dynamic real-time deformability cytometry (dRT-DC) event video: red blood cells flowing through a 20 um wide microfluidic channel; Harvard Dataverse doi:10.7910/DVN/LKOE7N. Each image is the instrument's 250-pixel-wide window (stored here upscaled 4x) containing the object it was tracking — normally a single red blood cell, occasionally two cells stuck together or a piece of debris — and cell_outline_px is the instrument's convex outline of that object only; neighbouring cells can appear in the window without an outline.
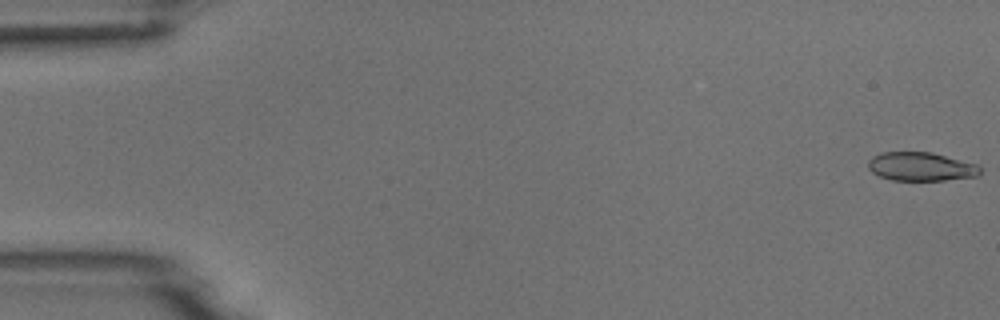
{"species": "common noctule bat (a hibernating species)", "species_latin": "Nyctalus noctula", "temperature_condition": "room temperature", "stored_images_in_passage": 6, "camera_frame_rate_fps": 3000, "um_per_image_px": 0.085, "animal": {"sex": "male", "body_mass_g": 18.8}, "frame": {"image": 1, "passage_image": 1, "time_ms": 0.0, "image_size_px": [1000, 320], "cell_outline_px": [[980, 172], [976, 176], [944, 180], [892, 180], [880, 176], [872, 172], [868, 168], [868, 160], [872, 156], [884, 152], [932, 152], [976, 164], [980, 168]], "centroid_in_image_um": [78.24, 14.15], "position_along_channel_um": 6.8, "area_um2": 18.55}}
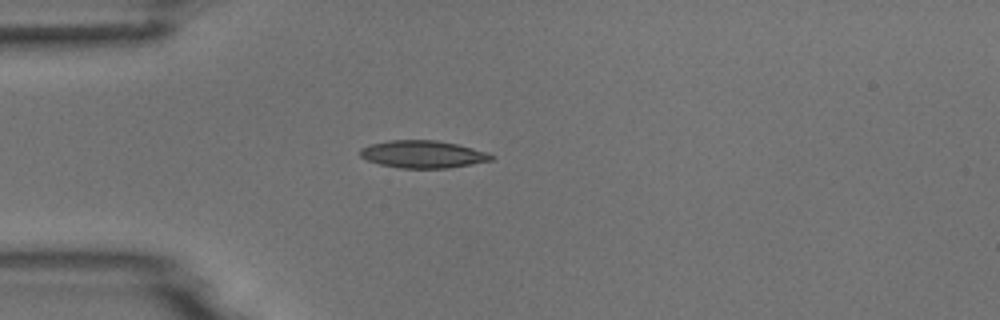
{"frame": {"image": 2, "passage_image": 5, "time_ms": 4.667, "image_size_px": [1000, 320], "cell_outline_px": [[496, 156], [492, 160], [448, 168], [400, 168], [380, 164], [368, 160], [360, 156], [360, 148], [368, 144], [388, 140], [436, 140], [456, 144], [488, 152]], "centroid_in_image_um": [35.93, 13.1], "position_along_channel_um": 49.1, "area_um2": 20.98}}